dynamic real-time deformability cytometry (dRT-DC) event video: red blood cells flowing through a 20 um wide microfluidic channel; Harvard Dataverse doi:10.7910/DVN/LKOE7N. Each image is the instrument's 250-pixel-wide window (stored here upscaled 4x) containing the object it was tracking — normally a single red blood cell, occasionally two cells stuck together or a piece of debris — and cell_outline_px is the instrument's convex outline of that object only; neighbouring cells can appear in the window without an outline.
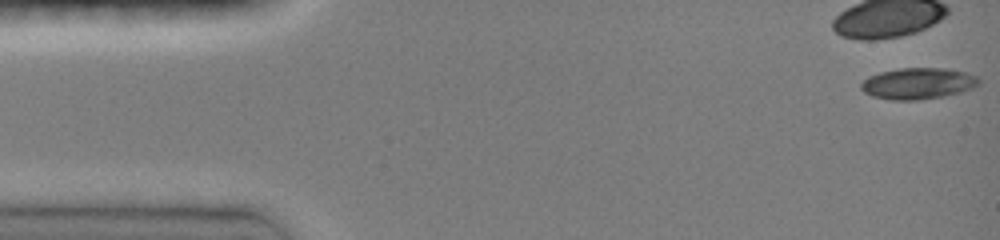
{"species": "common noctule bat (a hibernating species)", "species_latin": "Nyctalus noctula", "temperature_condition": "room temperature", "stored_images_in_passage": 23, "camera_frame_rate_fps": 3000, "um_per_image_px": 0.085, "animal": {"sex": "female", "body_mass_g": 19.0, "forearm_length_mm": 51.5}, "frame": {"image": 1, "passage_image": 1, "time_ms": 0.0, "image_size_px": [1000, 240], "cell_outline_px": [[980, 84], [972, 88], [960, 92], [940, 96], [916, 100], [892, 100], [872, 96], [864, 92], [860, 88], [860, 84], [868, 76], [880, 72], [900, 68], [944, 68], [964, 72], [976, 76], [980, 80]], "centroid_in_image_um": [78.0, 7.09], "position_along_channel_um": 7.0, "area_um2": 21.33}}